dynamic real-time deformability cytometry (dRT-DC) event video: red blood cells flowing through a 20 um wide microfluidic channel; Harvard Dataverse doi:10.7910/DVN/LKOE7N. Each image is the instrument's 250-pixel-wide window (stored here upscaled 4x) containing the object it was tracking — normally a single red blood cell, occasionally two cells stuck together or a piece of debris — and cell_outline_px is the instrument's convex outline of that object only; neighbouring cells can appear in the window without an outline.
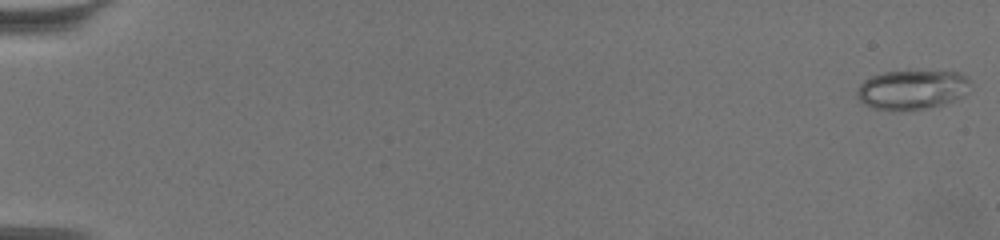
{"species": "common noctule bat (a hibernating species)", "species_latin": "Nyctalus noctula", "temperature_condition": "warm", "stored_images_in_passage": 63, "camera_frame_rate_fps": 3000, "um_per_image_px": 0.085, "animal": {"sex": "female", "body_mass_g": 19.5, "forearm_length_mm": 54.1}, "frame": {"image": 1, "passage_image": 1, "time_ms": 0.0, "image_size_px": [1000, 240], "cell_outline_px": [[972, 80], [964, 96], [956, 100], [944, 104], [920, 108], [876, 108], [864, 104], [860, 100], [856, 92], [856, 88], [864, 80], [872, 76], [884, 72], [960, 72], [968, 76]], "centroid_in_image_um": [77.57, 7.59], "position_along_channel_um": 7.4, "area_um2": 25.37}}
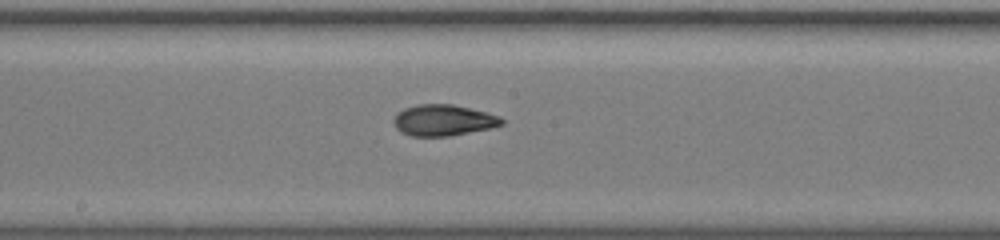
{"frame": {"image": 2, "passage_image": 36, "time_ms": 11.667, "image_size_px": [1000, 240], "cell_outline_px": [[504, 124], [488, 128], [448, 136], [412, 136], [400, 132], [396, 128], [392, 120], [396, 112], [404, 108], [416, 104], [452, 104], [500, 116], [504, 120]], "centroid_in_image_um": [37.62, 10.21], "position_along_channel_um": 210.6, "area_um2": 19.54}}
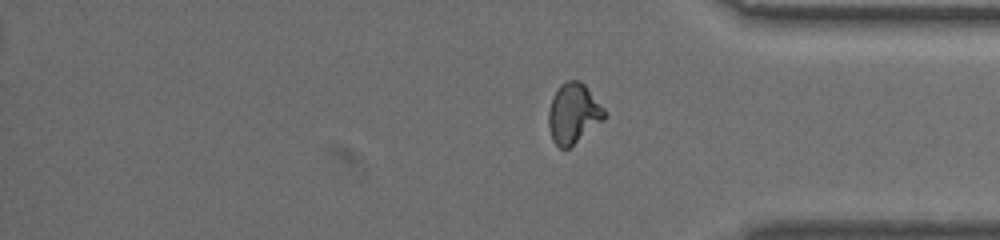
{"frame": {"image": 3, "passage_image": 52, "time_ms": 17.0, "image_size_px": [1000, 240], "cell_outline_px": [[604, 120], [568, 148], [560, 148], [552, 140], [548, 124], [548, 112], [552, 96], [560, 84], [568, 80], [580, 80], [584, 84], [604, 108]], "centroid_in_image_um": [48.71, 9.62], "position_along_channel_um": 386.5, "area_um2": 19.42}, "authors_computed_cell_mechanics": {"area_um2": 19.5942, "velocity_mm_per_s": 3.4315, "shape_relaxation_time_tau1_ms": null, "shape_relaxation_time_tau2_ms": 1.6948, "deformation_change_tau1": null, "deformation_change_tau2": 0.0755}}